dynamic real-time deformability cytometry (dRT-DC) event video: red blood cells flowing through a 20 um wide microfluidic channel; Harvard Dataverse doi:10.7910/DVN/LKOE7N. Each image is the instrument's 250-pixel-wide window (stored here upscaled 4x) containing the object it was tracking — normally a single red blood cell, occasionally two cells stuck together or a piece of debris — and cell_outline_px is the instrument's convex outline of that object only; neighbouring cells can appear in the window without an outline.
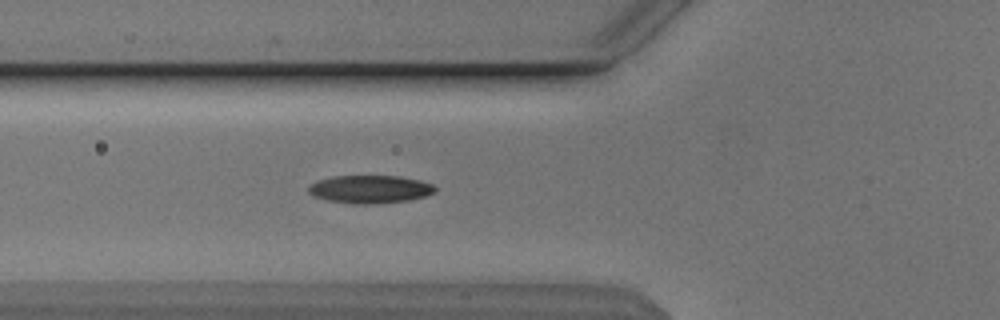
{"species": "Egyptian fruit bat (a non-hibernating species)", "species_latin": "Rousettus aegyptiacus", "temperature_condition": "cold", "stored_images_in_passage": 45, "segment_of_instrument_passage": [1, 2], "camera_frame_rate_fps": 3000, "um_per_image_px": 0.085, "animal": {"sex": "male"}, "frame": {"image": 1, "passage_image": 10, "time_ms": 3.0, "image_size_px": [1000, 320], "cell_outline_px": [[436, 192], [424, 196], [408, 200], [376, 204], [352, 204], [328, 200], [312, 196], [308, 192], [308, 184], [316, 180], [332, 176], [400, 176], [420, 180], [432, 184], [436, 188]], "centroid_in_image_um": [31.41, 16.08], "position_along_channel_um": 94.4, "area_um2": 20.87}}
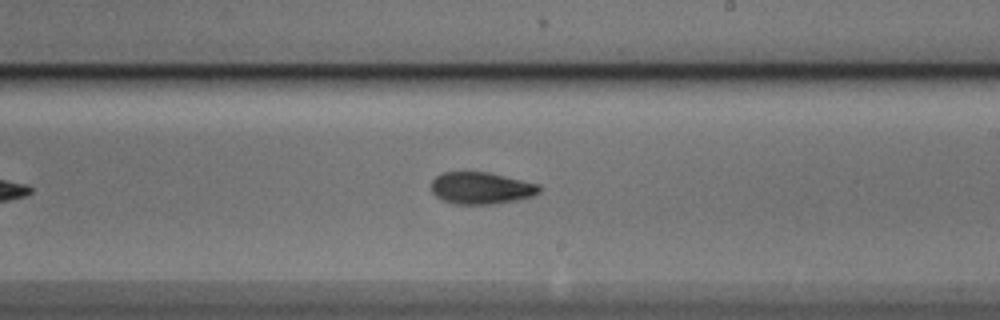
{"frame": {"image": 2, "passage_image": 22, "time_ms": 7.0, "image_size_px": [1000, 320], "cell_outline_px": [[540, 192], [532, 196], [516, 200], [492, 204], [452, 204], [436, 196], [432, 192], [428, 184], [440, 172], [488, 172], [540, 184]], "centroid_in_image_um": [40.86, 15.98], "position_along_channel_um": 248.1, "area_um2": 20.29}}
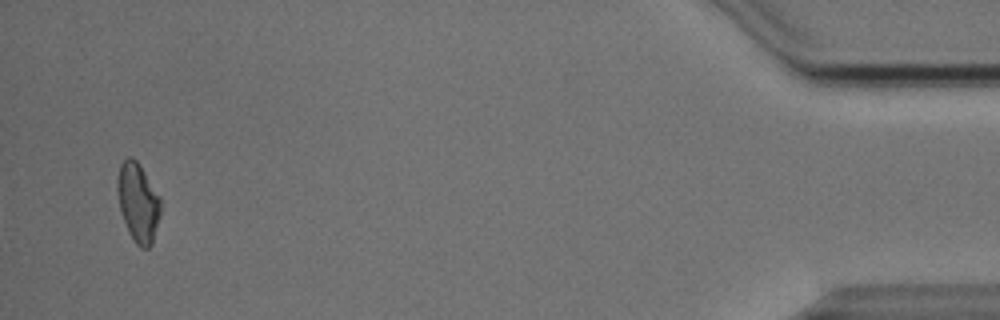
{"frame": {"image": 3, "passage_image": 42, "time_ms": 13.667, "image_size_px": [1000, 320], "cell_outline_px": [[160, 216], [152, 244], [148, 248], [140, 248], [136, 244], [128, 232], [120, 212], [116, 188], [116, 180], [120, 164], [128, 156], [132, 156], [136, 160], [160, 196]], "centroid_in_image_um": [11.71, 17.21], "position_along_channel_um": 423.5, "area_um2": 20.06}}